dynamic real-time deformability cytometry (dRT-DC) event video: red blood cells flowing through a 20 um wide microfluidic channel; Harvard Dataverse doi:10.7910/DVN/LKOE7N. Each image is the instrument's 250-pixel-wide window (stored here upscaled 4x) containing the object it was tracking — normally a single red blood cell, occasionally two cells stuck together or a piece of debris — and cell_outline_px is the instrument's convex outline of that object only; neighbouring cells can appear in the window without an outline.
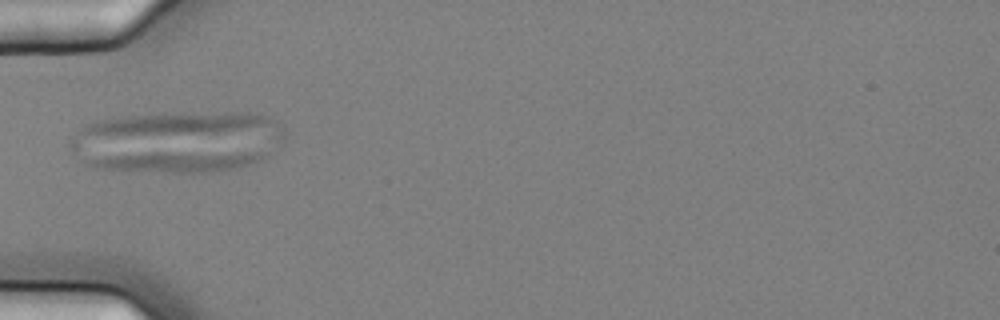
{"species": "common noctule bat (a hibernating species)", "species_latin": "Nyctalus noctula", "temperature_condition": "cold", "stored_images_in_passage": 2, "camera_frame_rate_fps": 3000, "um_per_image_px": 0.085, "animal": {"sex": "female", "body_mass_g": 25.1}, "frame": {"image": 1, "passage_image": 2, "time_ms": 0.333, "image_size_px": [1000, 320], "cell_outline_px": [[268, 156], [260, 160], [248, 164], [232, 168], [208, 172], [172, 172], [96, 168], [84, 164], [84, 156], [152, 152], [268, 152]], "centroid_in_image_um": [14.85, 13.69], "position_along_channel_um": 70.2, "area_um2": 21.27}}